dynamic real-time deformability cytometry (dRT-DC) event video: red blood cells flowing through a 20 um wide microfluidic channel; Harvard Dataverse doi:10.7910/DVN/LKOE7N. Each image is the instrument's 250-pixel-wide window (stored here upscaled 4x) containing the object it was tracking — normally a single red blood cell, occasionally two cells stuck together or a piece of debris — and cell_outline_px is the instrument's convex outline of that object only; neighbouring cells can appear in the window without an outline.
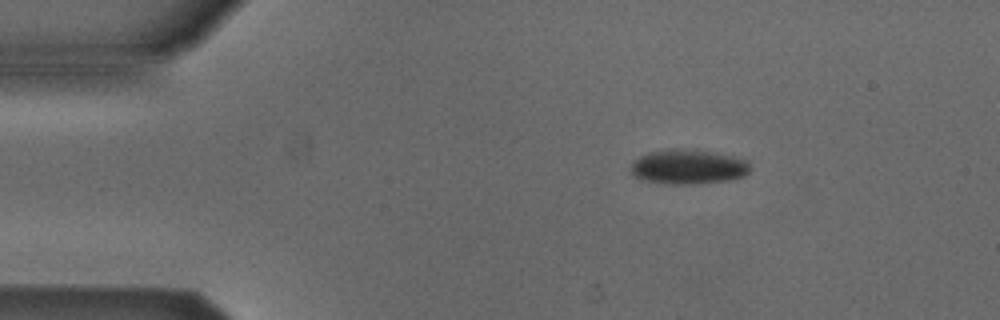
{"species": "Egyptian fruit bat (a non-hibernating species)", "species_latin": "Rousettus aegyptiacus", "temperature_condition": "cold", "stored_images_in_passage": 2, "camera_frame_rate_fps": 3000, "um_per_image_px": 0.085, "animal": {"sex": "male"}, "frame": {"image": 1, "passage_image": 2, "time_ms": 0.333, "image_size_px": [1000, 320], "cell_outline_px": [[752, 168], [744, 176], [728, 180], [692, 184], [668, 184], [640, 180], [632, 176], [632, 164], [640, 156], [648, 152], [672, 148], [676, 148], [708, 152], [732, 156], [748, 160]], "centroid_in_image_um": [58.49, 14.19], "position_along_channel_um": 26.5, "area_um2": 24.04}}